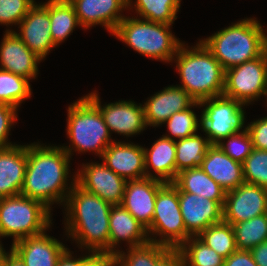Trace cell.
I'll return each mask as SVG.
<instances>
[{"mask_svg":"<svg viewBox=\"0 0 267 266\" xmlns=\"http://www.w3.org/2000/svg\"><path fill=\"white\" fill-rule=\"evenodd\" d=\"M223 266H258L250 251L237 250L224 259Z\"/></svg>","mask_w":267,"mask_h":266,"instance_id":"60d3db41","label":"cell"},{"mask_svg":"<svg viewBox=\"0 0 267 266\" xmlns=\"http://www.w3.org/2000/svg\"><path fill=\"white\" fill-rule=\"evenodd\" d=\"M197 237L224 259L238 250L232 225L225 221L209 226Z\"/></svg>","mask_w":267,"mask_h":266,"instance_id":"4dcf8cb0","label":"cell"},{"mask_svg":"<svg viewBox=\"0 0 267 266\" xmlns=\"http://www.w3.org/2000/svg\"><path fill=\"white\" fill-rule=\"evenodd\" d=\"M146 177L155 178L165 183H172L176 178L175 140L162 135L151 148H144ZM155 175L150 173L149 168ZM158 176V177H157Z\"/></svg>","mask_w":267,"mask_h":266,"instance_id":"d4e9b609","label":"cell"},{"mask_svg":"<svg viewBox=\"0 0 267 266\" xmlns=\"http://www.w3.org/2000/svg\"><path fill=\"white\" fill-rule=\"evenodd\" d=\"M75 176L76 183L84 190L99 196L112 206L121 204L127 181L103 162L83 164Z\"/></svg>","mask_w":267,"mask_h":266,"instance_id":"7c38bea8","label":"cell"},{"mask_svg":"<svg viewBox=\"0 0 267 266\" xmlns=\"http://www.w3.org/2000/svg\"><path fill=\"white\" fill-rule=\"evenodd\" d=\"M238 250L250 251L267 240V213L232 225Z\"/></svg>","mask_w":267,"mask_h":266,"instance_id":"f1b7e54d","label":"cell"},{"mask_svg":"<svg viewBox=\"0 0 267 266\" xmlns=\"http://www.w3.org/2000/svg\"><path fill=\"white\" fill-rule=\"evenodd\" d=\"M181 0H136L134 8L142 19L172 25L177 18Z\"/></svg>","mask_w":267,"mask_h":266,"instance_id":"f546056e","label":"cell"},{"mask_svg":"<svg viewBox=\"0 0 267 266\" xmlns=\"http://www.w3.org/2000/svg\"><path fill=\"white\" fill-rule=\"evenodd\" d=\"M165 184L161 180L149 177L128 180L120 205L148 228L153 219L156 195Z\"/></svg>","mask_w":267,"mask_h":266,"instance_id":"9a60e30c","label":"cell"},{"mask_svg":"<svg viewBox=\"0 0 267 266\" xmlns=\"http://www.w3.org/2000/svg\"><path fill=\"white\" fill-rule=\"evenodd\" d=\"M121 240L128 242L129 248L150 242L147 228L121 205H115L109 215V254L118 252L115 248Z\"/></svg>","mask_w":267,"mask_h":266,"instance_id":"603a6c76","label":"cell"},{"mask_svg":"<svg viewBox=\"0 0 267 266\" xmlns=\"http://www.w3.org/2000/svg\"><path fill=\"white\" fill-rule=\"evenodd\" d=\"M170 249V247L149 242L138 247L127 248V254L118 250L116 256L119 266H156Z\"/></svg>","mask_w":267,"mask_h":266,"instance_id":"836d02e7","label":"cell"},{"mask_svg":"<svg viewBox=\"0 0 267 266\" xmlns=\"http://www.w3.org/2000/svg\"><path fill=\"white\" fill-rule=\"evenodd\" d=\"M200 168L226 192L244 183L243 164L234 161L217 144H212Z\"/></svg>","mask_w":267,"mask_h":266,"instance_id":"cb8c5ba5","label":"cell"},{"mask_svg":"<svg viewBox=\"0 0 267 266\" xmlns=\"http://www.w3.org/2000/svg\"><path fill=\"white\" fill-rule=\"evenodd\" d=\"M212 144L197 133L175 141L176 176L183 170L199 167Z\"/></svg>","mask_w":267,"mask_h":266,"instance_id":"83f0119b","label":"cell"},{"mask_svg":"<svg viewBox=\"0 0 267 266\" xmlns=\"http://www.w3.org/2000/svg\"><path fill=\"white\" fill-rule=\"evenodd\" d=\"M265 96H267V85H266V92H265ZM267 99V98H266Z\"/></svg>","mask_w":267,"mask_h":266,"instance_id":"c3c4849f","label":"cell"},{"mask_svg":"<svg viewBox=\"0 0 267 266\" xmlns=\"http://www.w3.org/2000/svg\"><path fill=\"white\" fill-rule=\"evenodd\" d=\"M200 103L204 106L201 114V129L211 144H218L224 138L244 128L245 106L241 102L225 96L205 99ZM206 105V106H205Z\"/></svg>","mask_w":267,"mask_h":266,"instance_id":"9c48e42d","label":"cell"},{"mask_svg":"<svg viewBox=\"0 0 267 266\" xmlns=\"http://www.w3.org/2000/svg\"><path fill=\"white\" fill-rule=\"evenodd\" d=\"M224 70L262 56L267 35L256 18L242 19L201 40Z\"/></svg>","mask_w":267,"mask_h":266,"instance_id":"277c9868","label":"cell"},{"mask_svg":"<svg viewBox=\"0 0 267 266\" xmlns=\"http://www.w3.org/2000/svg\"><path fill=\"white\" fill-rule=\"evenodd\" d=\"M77 15L81 27L87 29L102 25L108 32L114 33L119 22L125 17L120 14L130 8L132 0H68Z\"/></svg>","mask_w":267,"mask_h":266,"instance_id":"e0dca14e","label":"cell"},{"mask_svg":"<svg viewBox=\"0 0 267 266\" xmlns=\"http://www.w3.org/2000/svg\"><path fill=\"white\" fill-rule=\"evenodd\" d=\"M174 58L182 83L179 87L196 102L223 95L225 70L201 40L189 50L182 43Z\"/></svg>","mask_w":267,"mask_h":266,"instance_id":"3957f363","label":"cell"},{"mask_svg":"<svg viewBox=\"0 0 267 266\" xmlns=\"http://www.w3.org/2000/svg\"><path fill=\"white\" fill-rule=\"evenodd\" d=\"M178 250L185 266H223L224 258L197 236H191Z\"/></svg>","mask_w":267,"mask_h":266,"instance_id":"1f68e13d","label":"cell"},{"mask_svg":"<svg viewBox=\"0 0 267 266\" xmlns=\"http://www.w3.org/2000/svg\"><path fill=\"white\" fill-rule=\"evenodd\" d=\"M41 59L17 36L15 31L6 30L0 45V69L35 79Z\"/></svg>","mask_w":267,"mask_h":266,"instance_id":"d6986e66","label":"cell"},{"mask_svg":"<svg viewBox=\"0 0 267 266\" xmlns=\"http://www.w3.org/2000/svg\"><path fill=\"white\" fill-rule=\"evenodd\" d=\"M69 162L70 156L62 147L27 145V167L20 195L38 200L50 210L54 202L65 204L76 182L74 176L68 187Z\"/></svg>","mask_w":267,"mask_h":266,"instance_id":"6da1fadb","label":"cell"},{"mask_svg":"<svg viewBox=\"0 0 267 266\" xmlns=\"http://www.w3.org/2000/svg\"><path fill=\"white\" fill-rule=\"evenodd\" d=\"M27 167V145L0 149V199L21 193Z\"/></svg>","mask_w":267,"mask_h":266,"instance_id":"7402d4cb","label":"cell"},{"mask_svg":"<svg viewBox=\"0 0 267 266\" xmlns=\"http://www.w3.org/2000/svg\"><path fill=\"white\" fill-rule=\"evenodd\" d=\"M11 249L25 266H56L58 258L67 248L62 242L44 232L12 243Z\"/></svg>","mask_w":267,"mask_h":266,"instance_id":"44dd1931","label":"cell"},{"mask_svg":"<svg viewBox=\"0 0 267 266\" xmlns=\"http://www.w3.org/2000/svg\"><path fill=\"white\" fill-rule=\"evenodd\" d=\"M35 3L32 0H0V24L19 25Z\"/></svg>","mask_w":267,"mask_h":266,"instance_id":"74e56055","label":"cell"},{"mask_svg":"<svg viewBox=\"0 0 267 266\" xmlns=\"http://www.w3.org/2000/svg\"><path fill=\"white\" fill-rule=\"evenodd\" d=\"M267 51L260 57L225 70L223 96L244 105L265 96Z\"/></svg>","mask_w":267,"mask_h":266,"instance_id":"30bf717a","label":"cell"},{"mask_svg":"<svg viewBox=\"0 0 267 266\" xmlns=\"http://www.w3.org/2000/svg\"><path fill=\"white\" fill-rule=\"evenodd\" d=\"M101 112L109 132L130 137L141 133L146 127L143 105L132 101H119L101 106L98 94L86 95Z\"/></svg>","mask_w":267,"mask_h":266,"instance_id":"4fadbf2b","label":"cell"},{"mask_svg":"<svg viewBox=\"0 0 267 266\" xmlns=\"http://www.w3.org/2000/svg\"><path fill=\"white\" fill-rule=\"evenodd\" d=\"M200 105L199 102H195L191 107H189L186 110L174 113L170 116L168 120L164 122L167 123V128L170 134H172V137L170 135H163L166 138H171L172 140H175V138L182 139L187 138L189 136H192L196 134L198 127H201V120L197 118V115L195 112L192 111V107Z\"/></svg>","mask_w":267,"mask_h":266,"instance_id":"e575fe53","label":"cell"},{"mask_svg":"<svg viewBox=\"0 0 267 266\" xmlns=\"http://www.w3.org/2000/svg\"><path fill=\"white\" fill-rule=\"evenodd\" d=\"M170 26L140 18L124 17L112 35L148 58L171 62L182 42Z\"/></svg>","mask_w":267,"mask_h":266,"instance_id":"8992f818","label":"cell"},{"mask_svg":"<svg viewBox=\"0 0 267 266\" xmlns=\"http://www.w3.org/2000/svg\"><path fill=\"white\" fill-rule=\"evenodd\" d=\"M156 266H185V264L181 252L178 249H170Z\"/></svg>","mask_w":267,"mask_h":266,"instance_id":"7bdbcfd3","label":"cell"},{"mask_svg":"<svg viewBox=\"0 0 267 266\" xmlns=\"http://www.w3.org/2000/svg\"><path fill=\"white\" fill-rule=\"evenodd\" d=\"M267 213V189L242 183L226 192L223 221L233 225Z\"/></svg>","mask_w":267,"mask_h":266,"instance_id":"8fae6325","label":"cell"},{"mask_svg":"<svg viewBox=\"0 0 267 266\" xmlns=\"http://www.w3.org/2000/svg\"><path fill=\"white\" fill-rule=\"evenodd\" d=\"M31 96L29 79L0 69V103L18 109L23 100Z\"/></svg>","mask_w":267,"mask_h":266,"instance_id":"d6a6232c","label":"cell"},{"mask_svg":"<svg viewBox=\"0 0 267 266\" xmlns=\"http://www.w3.org/2000/svg\"><path fill=\"white\" fill-rule=\"evenodd\" d=\"M253 148L267 151V116L251 122L247 126Z\"/></svg>","mask_w":267,"mask_h":266,"instance_id":"ab89813d","label":"cell"},{"mask_svg":"<svg viewBox=\"0 0 267 266\" xmlns=\"http://www.w3.org/2000/svg\"><path fill=\"white\" fill-rule=\"evenodd\" d=\"M2 266H25V264L20 257L10 249V252H7L3 258Z\"/></svg>","mask_w":267,"mask_h":266,"instance_id":"bcb514c9","label":"cell"},{"mask_svg":"<svg viewBox=\"0 0 267 266\" xmlns=\"http://www.w3.org/2000/svg\"><path fill=\"white\" fill-rule=\"evenodd\" d=\"M225 140H228L226 142L227 144L225 143ZM217 145L231 159L240 162L241 164L244 163L245 159L254 149L247 127L242 131H238L237 133L224 138Z\"/></svg>","mask_w":267,"mask_h":266,"instance_id":"8d00e7d4","label":"cell"},{"mask_svg":"<svg viewBox=\"0 0 267 266\" xmlns=\"http://www.w3.org/2000/svg\"><path fill=\"white\" fill-rule=\"evenodd\" d=\"M5 254H6V251L4 250V248L0 242V266H2V261H3Z\"/></svg>","mask_w":267,"mask_h":266,"instance_id":"7dc6e473","label":"cell"},{"mask_svg":"<svg viewBox=\"0 0 267 266\" xmlns=\"http://www.w3.org/2000/svg\"><path fill=\"white\" fill-rule=\"evenodd\" d=\"M149 235H159L161 239L149 237L150 242L171 249H178L191 235L186 231L179 205V192L172 183H166L157 193Z\"/></svg>","mask_w":267,"mask_h":266,"instance_id":"ba28073f","label":"cell"},{"mask_svg":"<svg viewBox=\"0 0 267 266\" xmlns=\"http://www.w3.org/2000/svg\"><path fill=\"white\" fill-rule=\"evenodd\" d=\"M49 18L50 33L55 46L71 35L76 26H80L74 8L68 0H49Z\"/></svg>","mask_w":267,"mask_h":266,"instance_id":"4316f807","label":"cell"},{"mask_svg":"<svg viewBox=\"0 0 267 266\" xmlns=\"http://www.w3.org/2000/svg\"><path fill=\"white\" fill-rule=\"evenodd\" d=\"M101 157L108 168L126 181L146 177L145 153L142 146L113 140Z\"/></svg>","mask_w":267,"mask_h":266,"instance_id":"ac0fdd59","label":"cell"},{"mask_svg":"<svg viewBox=\"0 0 267 266\" xmlns=\"http://www.w3.org/2000/svg\"><path fill=\"white\" fill-rule=\"evenodd\" d=\"M83 266H119L116 254L93 253Z\"/></svg>","mask_w":267,"mask_h":266,"instance_id":"b9f144b4","label":"cell"},{"mask_svg":"<svg viewBox=\"0 0 267 266\" xmlns=\"http://www.w3.org/2000/svg\"><path fill=\"white\" fill-rule=\"evenodd\" d=\"M179 205L186 231L191 236H198L209 226L223 221L224 202L179 192Z\"/></svg>","mask_w":267,"mask_h":266,"instance_id":"2e32d148","label":"cell"},{"mask_svg":"<svg viewBox=\"0 0 267 266\" xmlns=\"http://www.w3.org/2000/svg\"><path fill=\"white\" fill-rule=\"evenodd\" d=\"M51 211L42 202L22 195L0 199V237L13 243L46 232L52 224Z\"/></svg>","mask_w":267,"mask_h":266,"instance_id":"52a82bcc","label":"cell"},{"mask_svg":"<svg viewBox=\"0 0 267 266\" xmlns=\"http://www.w3.org/2000/svg\"><path fill=\"white\" fill-rule=\"evenodd\" d=\"M67 112L66 130L71 144L61 146L64 151L70 158L72 150L82 153L95 151L101 157L113 141H110L111 134L98 107L84 96L72 103Z\"/></svg>","mask_w":267,"mask_h":266,"instance_id":"5b68a950","label":"cell"},{"mask_svg":"<svg viewBox=\"0 0 267 266\" xmlns=\"http://www.w3.org/2000/svg\"><path fill=\"white\" fill-rule=\"evenodd\" d=\"M244 182L267 189V151L253 149L243 163Z\"/></svg>","mask_w":267,"mask_h":266,"instance_id":"d590c367","label":"cell"},{"mask_svg":"<svg viewBox=\"0 0 267 266\" xmlns=\"http://www.w3.org/2000/svg\"><path fill=\"white\" fill-rule=\"evenodd\" d=\"M18 28L21 32H15L17 36L41 60L56 47L50 33L49 1L42 5L35 3Z\"/></svg>","mask_w":267,"mask_h":266,"instance_id":"5bb4252c","label":"cell"},{"mask_svg":"<svg viewBox=\"0 0 267 266\" xmlns=\"http://www.w3.org/2000/svg\"><path fill=\"white\" fill-rule=\"evenodd\" d=\"M17 108L0 103V149L13 146L8 142L9 131L17 119Z\"/></svg>","mask_w":267,"mask_h":266,"instance_id":"f35d334b","label":"cell"},{"mask_svg":"<svg viewBox=\"0 0 267 266\" xmlns=\"http://www.w3.org/2000/svg\"><path fill=\"white\" fill-rule=\"evenodd\" d=\"M93 254L90 252L89 255L85 257L82 256L80 258L74 259L72 257V253L68 250V248L63 252V254L58 258L56 266H83L84 262Z\"/></svg>","mask_w":267,"mask_h":266,"instance_id":"ee69618b","label":"cell"},{"mask_svg":"<svg viewBox=\"0 0 267 266\" xmlns=\"http://www.w3.org/2000/svg\"><path fill=\"white\" fill-rule=\"evenodd\" d=\"M258 266H267V240L250 250Z\"/></svg>","mask_w":267,"mask_h":266,"instance_id":"f6af8a7d","label":"cell"},{"mask_svg":"<svg viewBox=\"0 0 267 266\" xmlns=\"http://www.w3.org/2000/svg\"><path fill=\"white\" fill-rule=\"evenodd\" d=\"M172 184L178 189V192L201 195L216 202H225L226 191L200 166L181 171Z\"/></svg>","mask_w":267,"mask_h":266,"instance_id":"484cf974","label":"cell"},{"mask_svg":"<svg viewBox=\"0 0 267 266\" xmlns=\"http://www.w3.org/2000/svg\"><path fill=\"white\" fill-rule=\"evenodd\" d=\"M68 237L89 252L109 253V215L112 205L76 182L65 204Z\"/></svg>","mask_w":267,"mask_h":266,"instance_id":"7a4b0ae2","label":"cell"},{"mask_svg":"<svg viewBox=\"0 0 267 266\" xmlns=\"http://www.w3.org/2000/svg\"><path fill=\"white\" fill-rule=\"evenodd\" d=\"M196 101L187 91L176 86H169L157 92L143 105L146 126L164 124L174 113L191 107Z\"/></svg>","mask_w":267,"mask_h":266,"instance_id":"ffe728a7","label":"cell"}]
</instances>
